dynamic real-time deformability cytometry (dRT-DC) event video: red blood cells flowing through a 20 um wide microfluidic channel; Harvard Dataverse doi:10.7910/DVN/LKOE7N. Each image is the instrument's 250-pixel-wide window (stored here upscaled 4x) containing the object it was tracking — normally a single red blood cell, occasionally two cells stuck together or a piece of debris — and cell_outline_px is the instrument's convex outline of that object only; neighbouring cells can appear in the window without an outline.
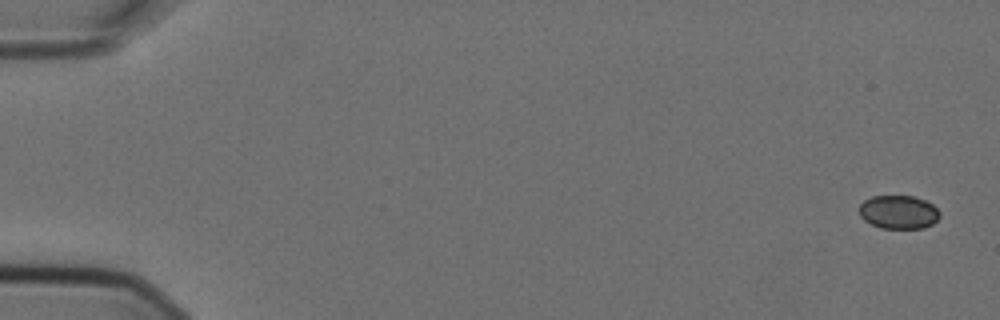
{"species": "Egyptian fruit bat (a non-hibernating species)", "species_latin": "Rousettus aegyptiacus", "temperature_condition": "cold", "stored_images_in_passage": 14, "camera_frame_rate_fps": 3000, "um_per_image_px": 0.085, "animal": {"sex": "female"}, "frame": {"image": 1, "passage_image": 1, "time_ms": 0.0, "image_size_px": [1000, 320], "cell_outline_px": [[940, 216], [932, 224], [924, 228], [880, 228], [864, 220], [860, 216], [860, 204], [864, 200], [872, 196], [912, 196], [924, 200], [932, 204], [940, 212]], "centroid_in_image_um": [76.37, 18.03], "position_along_channel_um": 8.6, "area_um2": 15.66}}
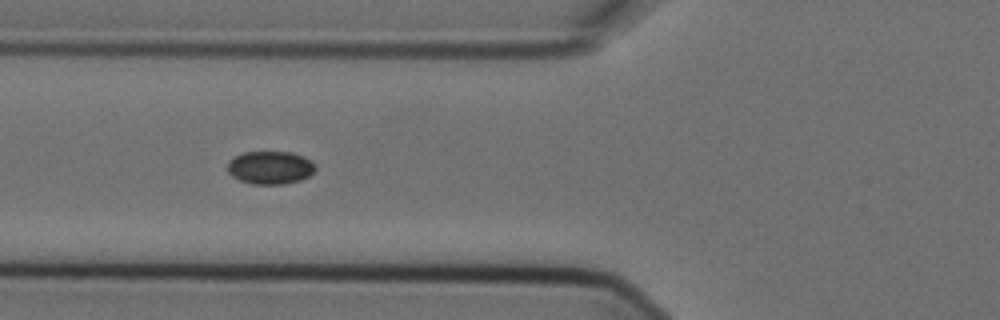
{"frame": {"image": 2, "passage_image": 6, "time_ms": 1.667, "image_size_px": [1000, 320], "cell_outline_px": [[316, 168], [308, 176], [300, 180], [284, 184], [252, 184], [240, 180], [232, 176], [228, 172], [228, 160], [232, 156], [244, 152], [292, 152], [304, 156], [316, 164]], "centroid_in_image_um": [22.95, 14.23], "position_along_channel_um": 102.8, "area_um2": 17.05}}
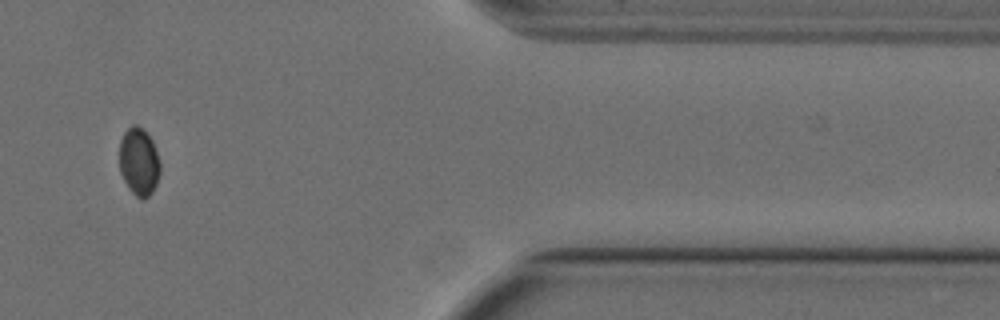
{"frame": {"image": 3, "passage_image": 13, "time_ms": 4.0, "image_size_px": [1000, 320], "cell_outline_px": [[160, 172], [156, 184], [152, 192], [144, 200], [136, 196], [128, 188], [120, 172], [120, 140], [124, 132], [132, 124], [136, 124], [144, 128], [152, 140], [160, 164]], "centroid_in_image_um": [11.8, 13.73], "position_along_channel_um": 399.6, "area_um2": 16.13}}